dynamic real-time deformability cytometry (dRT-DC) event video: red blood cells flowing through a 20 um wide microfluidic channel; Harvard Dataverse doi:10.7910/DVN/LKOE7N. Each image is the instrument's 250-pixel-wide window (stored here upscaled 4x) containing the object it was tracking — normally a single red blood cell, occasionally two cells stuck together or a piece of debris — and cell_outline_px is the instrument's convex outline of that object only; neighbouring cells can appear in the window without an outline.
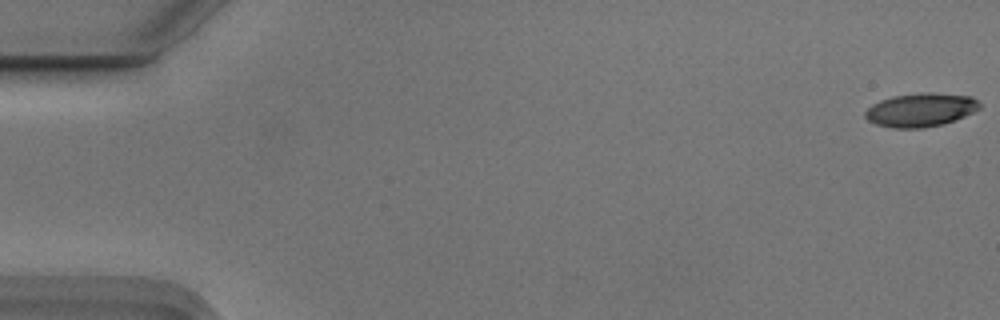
{"species": "Egyptian fruit bat (a non-hibernating species)", "species_latin": "Rousettus aegyptiacus", "temperature_condition": "cold", "stored_images_in_passage": 55, "camera_frame_rate_fps": 3000, "um_per_image_px": 0.085, "animal": {"sex": "male"}, "frame": {"image": 1, "passage_image": 1, "time_ms": 0.0, "image_size_px": [1000, 320], "cell_outline_px": [[980, 108], [956, 120], [944, 124], [924, 128], [892, 128], [876, 124], [868, 120], [864, 116], [864, 112], [872, 104], [880, 100], [892, 96], [924, 92], [972, 96], [980, 104]], "centroid_in_image_um": [78.23, 9.35], "position_along_channel_um": 6.8, "area_um2": 22.43}}
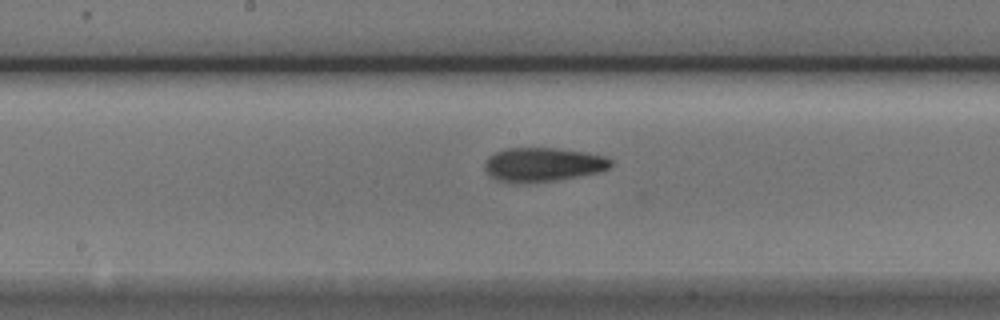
{"frame": {"image": 2, "passage_image": 29, "time_ms": 9.333, "image_size_px": [1000, 320], "cell_outline_px": [[612, 164], [608, 168], [600, 172], [556, 180], [512, 184], [496, 180], [484, 168], [484, 164], [488, 156], [496, 152], [508, 148], [556, 148], [584, 152], [604, 156], [612, 160]], "centroid_in_image_um": [46.12, 13.99], "position_along_channel_um": 202.1, "area_um2": 24.97}}
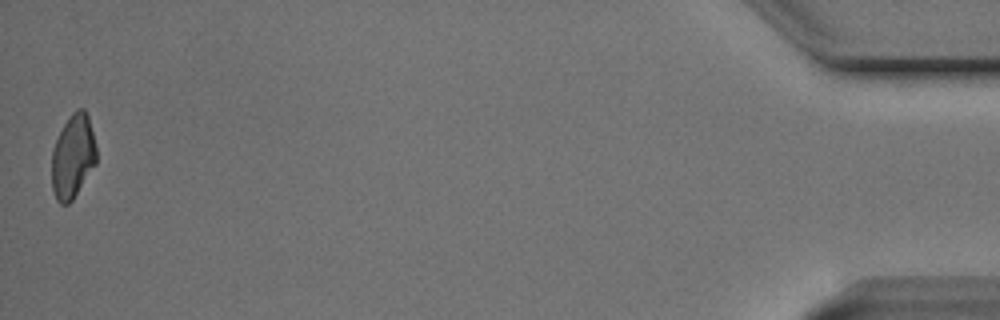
{"frame": {"image": 3, "passage_image": 55, "time_ms": 18.0, "image_size_px": [1000, 320], "cell_outline_px": [[96, 164], [72, 200], [68, 204], [60, 204], [56, 200], [52, 188], [52, 152], [56, 140], [64, 124], [72, 112], [76, 108], [84, 108], [88, 116], [96, 148]], "centroid_in_image_um": [6.19, 13.31], "position_along_channel_um": 429.0, "area_um2": 21.68}, "authors_computed_cell_mechanics": {"area_um2": 23.4668, "velocity_mm_per_s": 3.7271, "shape_relaxation_time_tau1_ms": 5.4675, "shape_relaxation_time_tau2_ms": 3.8249, "deformation_change_tau1": 0.1636, "deformation_change_tau2": 0.115}}